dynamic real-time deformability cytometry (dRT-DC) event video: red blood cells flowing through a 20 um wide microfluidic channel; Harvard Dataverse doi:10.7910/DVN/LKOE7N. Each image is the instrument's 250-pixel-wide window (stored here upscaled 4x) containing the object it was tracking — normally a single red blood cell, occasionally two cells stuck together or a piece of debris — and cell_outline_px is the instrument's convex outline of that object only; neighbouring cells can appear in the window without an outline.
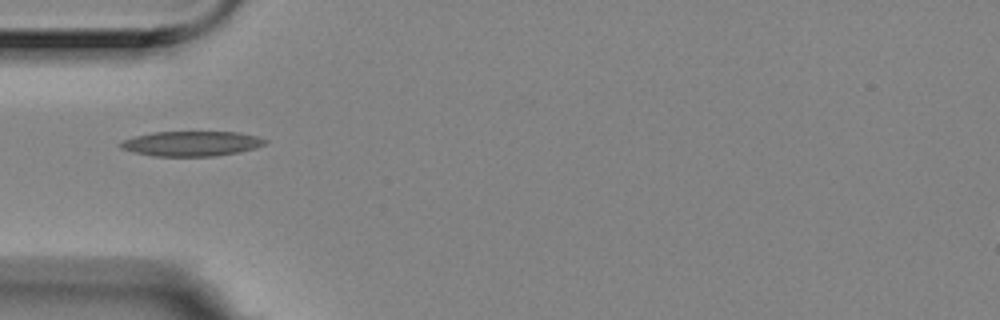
{"species": "Egyptian fruit bat (a non-hibernating species)", "species_latin": "Rousettus aegyptiacus", "temperature_condition": "room temperature", "stored_images_in_passage": 4, "camera_frame_rate_fps": 3000, "um_per_image_px": 0.085, "animal": {"sex": "female"}, "frame": {"image": 1, "passage_image": 1, "time_ms": 0.0, "image_size_px": [1000, 320], "cell_outline_px": [[268, 140], [264, 144], [256, 148], [240, 152], [216, 156], [152, 156], [132, 152], [120, 148], [120, 140], [152, 132], [240, 132], [256, 136]], "centroid_in_image_um": [16.26, 12.21], "position_along_channel_um": 68.7, "area_um2": 21.15}}
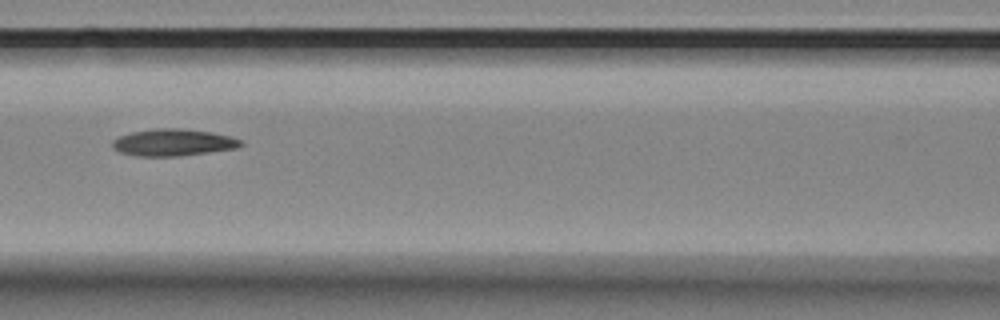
{"frame": {"image": 2, "passage_image": 3, "time_ms": 0.667, "image_size_px": [1000, 320], "cell_outline_px": [[244, 144], [236, 148], [180, 156], [136, 156], [120, 152], [112, 148], [112, 140], [120, 136], [132, 132], [152, 128], [176, 128], [212, 132], [232, 136], [244, 140]], "centroid_in_image_um": [14.74, 12.1], "position_along_channel_um": 151.9, "area_um2": 20.29}}
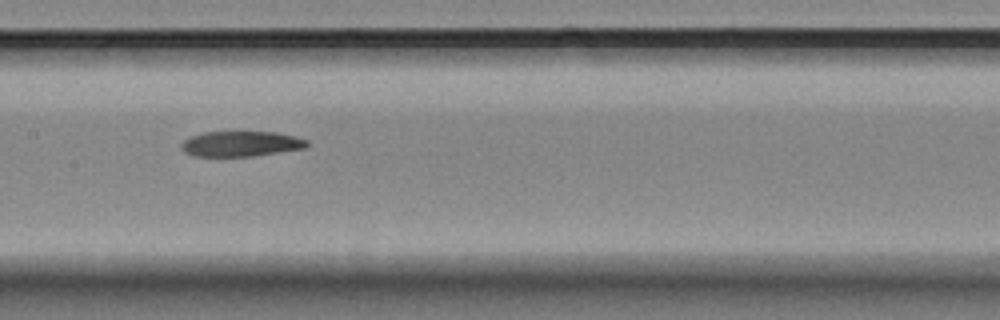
{"frame": {"image": 3, "passage_image": 4, "time_ms": 1.0, "image_size_px": [1000, 320], "cell_outline_px": [[312, 144], [304, 148], [252, 156], [192, 156], [184, 152], [180, 148], [180, 144], [188, 136], [204, 132], [276, 132], [296, 136], [308, 140]], "centroid_in_image_um": [20.46, 12.22], "position_along_channel_um": 186.9, "area_um2": 18.73}}